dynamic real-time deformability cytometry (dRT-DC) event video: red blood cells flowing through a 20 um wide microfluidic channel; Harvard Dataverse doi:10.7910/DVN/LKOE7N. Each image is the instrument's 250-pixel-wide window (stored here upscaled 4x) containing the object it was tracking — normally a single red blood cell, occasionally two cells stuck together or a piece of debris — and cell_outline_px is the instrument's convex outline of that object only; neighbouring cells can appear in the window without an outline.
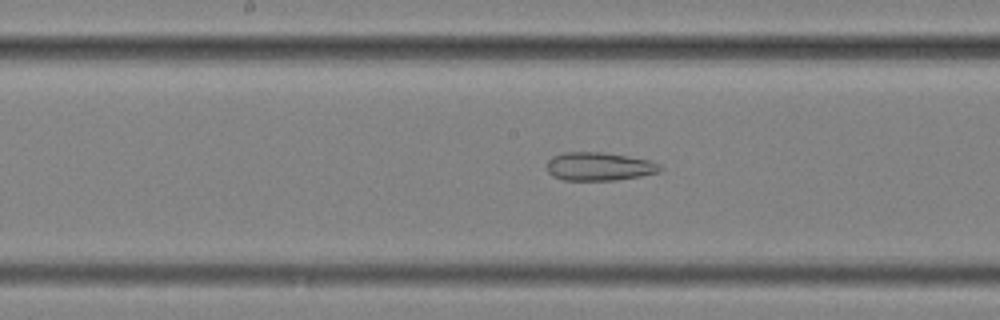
{"species": "common noctule bat (a hibernating species)", "species_latin": "Nyctalus noctula", "temperature_condition": "cold", "stored_images_in_passage": 56, "segment_of_instrument_passage": [2, 2], "camera_frame_rate_fps": 3000, "um_per_image_px": 0.085, "animal": {"sex": "female", "body_mass_g": 25.1}, "frame": {"image": 1, "passage_image": 29, "time_ms": 9.333, "image_size_px": [1000, 320], "cell_outline_px": [[664, 168], [660, 172], [640, 176], [616, 180], [564, 180], [552, 176], [544, 168], [548, 160], [552, 156], [564, 152], [604, 152], [628, 156], [648, 160], [660, 164]], "centroid_in_image_um": [50.9, 14.15], "position_along_channel_um": 197.3, "area_um2": 18.96}}
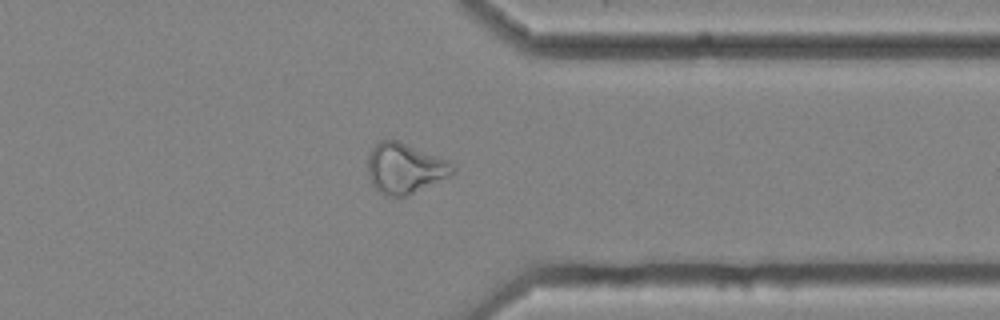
{"frame": {"image": 2, "passage_image": 44, "time_ms": 14.333, "image_size_px": [1000, 320], "cell_outline_px": [[456, 172], [452, 176], [408, 196], [384, 196], [372, 184], [368, 176], [368, 156], [372, 148], [380, 140], [396, 140], [448, 160], [456, 168]], "centroid_in_image_um": [34.44, 14.33], "position_along_channel_um": 377.0, "area_um2": 25.09}}
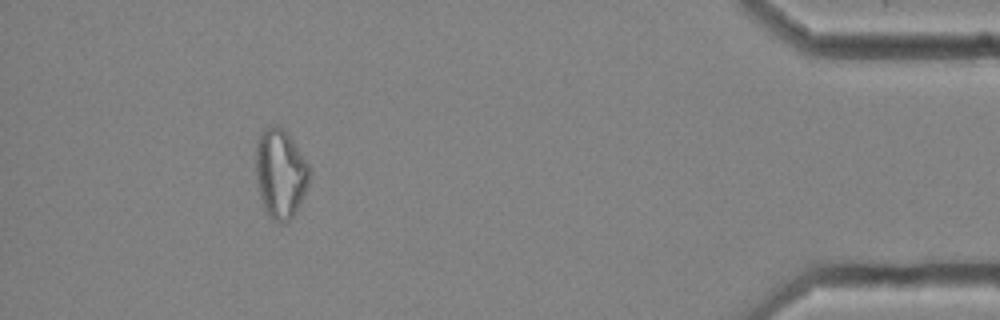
{"frame": {"image": 3, "passage_image": 51, "time_ms": 16.667, "image_size_px": [1000, 320], "cell_outline_px": [[312, 172], [308, 184], [300, 204], [292, 216], [288, 220], [280, 224], [272, 220], [268, 216], [264, 208], [256, 184], [256, 140], [260, 132], [264, 128], [272, 124], [276, 124], [284, 128], [288, 132], [308, 164]], "centroid_in_image_um": [23.82, 14.71], "position_along_channel_um": 411.4, "area_um2": 28.38}}